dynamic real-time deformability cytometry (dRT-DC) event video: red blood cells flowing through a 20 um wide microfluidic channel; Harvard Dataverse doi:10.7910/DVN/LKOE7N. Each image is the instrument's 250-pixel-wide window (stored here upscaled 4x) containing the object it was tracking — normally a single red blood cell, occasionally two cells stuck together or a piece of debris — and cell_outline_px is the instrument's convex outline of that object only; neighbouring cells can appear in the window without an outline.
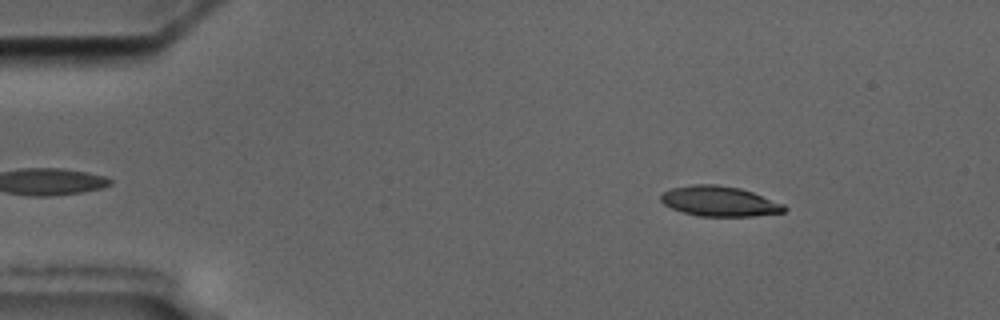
{"species": "common noctule bat (a hibernating species)", "species_latin": "Nyctalus noctula", "temperature_condition": "cold", "stored_images_in_passage": 5, "camera_frame_rate_fps": 3000, "um_per_image_px": 0.085, "animal": {"sex": "male", "body_mass_g": 17.5, "forearm_length_mm": 52.3}, "frame": {"image": 1, "passage_image": 1, "time_ms": 0.0, "image_size_px": [1000, 320], "cell_outline_px": [[788, 208], [784, 212], [752, 216], [700, 216], [684, 212], [672, 208], [664, 204], [660, 200], [660, 196], [664, 192], [672, 188], [692, 184], [716, 184], [740, 188], [752, 192], [784, 204]], "centroid_in_image_um": [61.16, 17.1], "position_along_channel_um": 23.8, "area_um2": 21.56}}
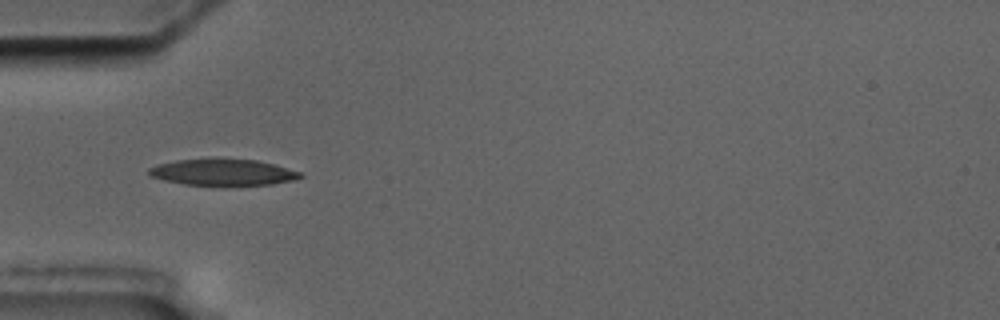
{"frame": {"image": 2, "passage_image": 4, "time_ms": 3.333, "image_size_px": [1000, 320], "cell_outline_px": [[304, 176], [292, 180], [272, 184], [184, 184], [164, 180], [148, 176], [148, 168], [156, 164], [176, 160], [212, 156], [216, 156], [256, 160], [272, 164], [300, 172]], "centroid_in_image_um": [18.85, 14.58], "position_along_channel_um": 66.1, "area_um2": 23.58}}
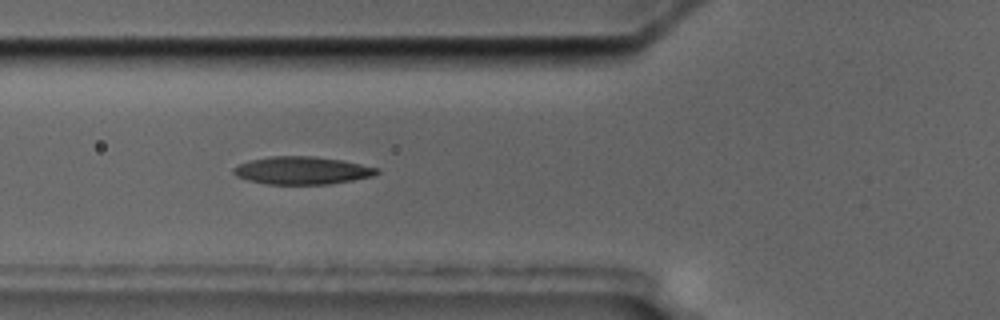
{"frame": {"image": 3, "passage_image": 5, "time_ms": 4.333, "image_size_px": [1000, 320], "cell_outline_px": [[380, 172], [372, 176], [352, 180], [328, 184], [268, 184], [248, 180], [236, 176], [232, 172], [232, 168], [248, 160], [268, 156], [312, 156], [340, 160], [380, 168]], "centroid_in_image_um": [25.64, 14.48], "position_along_channel_um": 100.2, "area_um2": 23.12}}